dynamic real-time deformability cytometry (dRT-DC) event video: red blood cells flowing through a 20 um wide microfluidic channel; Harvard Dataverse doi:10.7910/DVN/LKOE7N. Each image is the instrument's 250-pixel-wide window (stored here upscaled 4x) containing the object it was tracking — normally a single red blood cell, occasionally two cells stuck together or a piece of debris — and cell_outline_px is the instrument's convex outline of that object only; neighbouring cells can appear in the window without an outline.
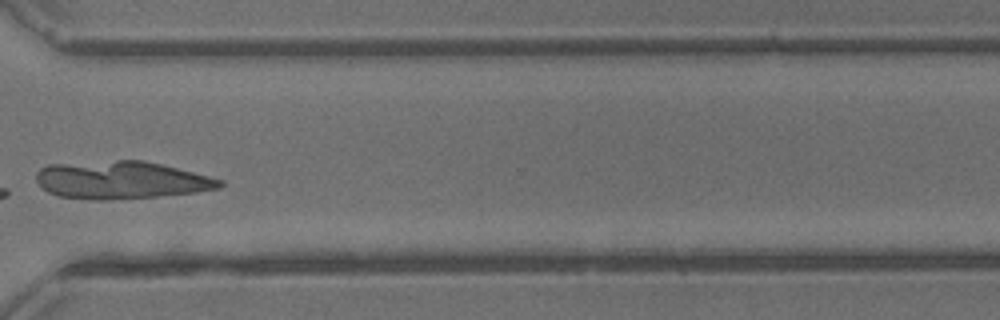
{"species": "common noctule bat (a hibernating species)", "species_latin": "Nyctalus noctula", "temperature_condition": "warm", "stored_images_in_passage": 25, "camera_frame_rate_fps": 3000, "um_per_image_px": 0.085, "animal": {"sex": "male", "body_mass_g": 13.3}, "frame": {"image": 1, "passage_image": 22, "time_ms": 7.0, "image_size_px": [1000, 320], "cell_outline_px": [[224, 184], [220, 188], [196, 192], [156, 196], [108, 200], [92, 200], [60, 196], [48, 192], [36, 180], [36, 172], [40, 168], [48, 164], [116, 160], [144, 160], [224, 180]], "centroid_in_image_um": [10.28, 15.3], "position_along_channel_um": 360.3, "area_um2": 40.17}}